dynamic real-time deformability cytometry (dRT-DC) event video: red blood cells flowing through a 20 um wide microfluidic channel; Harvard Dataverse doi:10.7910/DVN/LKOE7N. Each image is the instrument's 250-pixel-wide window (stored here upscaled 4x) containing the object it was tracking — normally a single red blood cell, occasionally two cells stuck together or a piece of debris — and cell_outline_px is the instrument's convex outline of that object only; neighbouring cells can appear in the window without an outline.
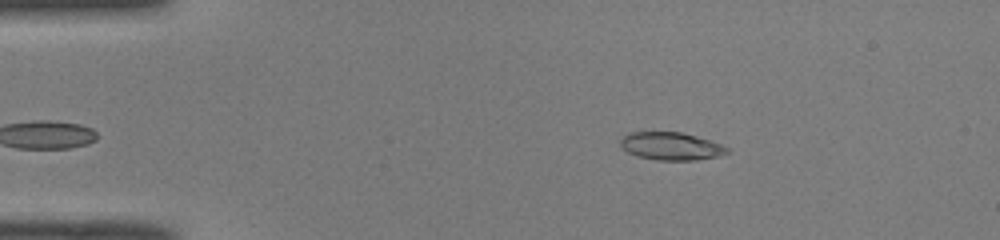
{"species": "common noctule bat (a hibernating species)", "species_latin": "Nyctalus noctula", "temperature_condition": "room temperature", "stored_images_in_passage": 36, "camera_frame_rate_fps": 3000, "um_per_image_px": 0.085, "animal": {"sex": "male", "body_mass_g": 19.0, "forearm_length_mm": 50.8}, "frame": {"image": 1, "passage_image": 2, "time_ms": 0.333, "image_size_px": [1000, 240], "cell_outline_px": [[732, 148], [728, 152], [720, 156], [696, 160], [656, 160], [636, 156], [620, 148], [620, 140], [628, 132], [680, 132], [696, 136]], "centroid_in_image_um": [57.03, 12.43], "position_along_channel_um": 28.0, "area_um2": 17.4}}
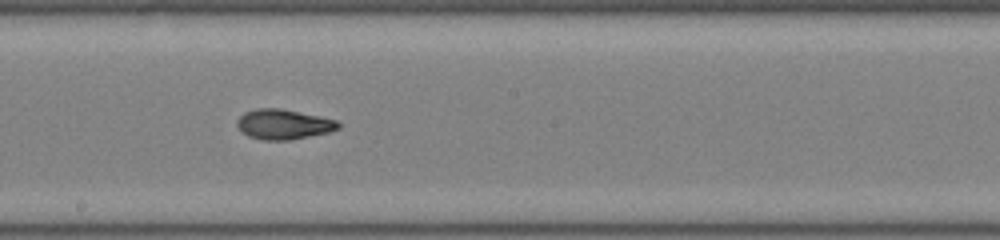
{"frame": {"image": 2, "passage_image": 21, "time_ms": 6.667, "image_size_px": [1000, 240], "cell_outline_px": [[340, 128], [332, 132], [292, 140], [264, 140], [248, 136], [240, 132], [236, 124], [236, 120], [244, 112], [256, 108], [280, 108], [320, 116], [336, 120], [340, 124]], "centroid_in_image_um": [24.09, 10.57], "position_along_channel_um": 224.1, "area_um2": 18.03}}
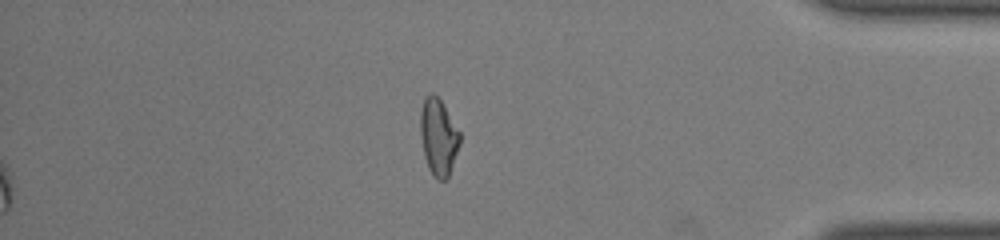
{"frame": {"image": 3, "passage_image": 36, "time_ms": 11.667, "image_size_px": [1000, 240], "cell_outline_px": [[460, 144], [448, 176], [444, 180], [440, 180], [428, 168], [424, 156], [420, 132], [420, 112], [424, 100], [432, 92], [440, 100], [460, 132]], "centroid_in_image_um": [37.26, 11.64], "position_along_channel_um": 397.9, "area_um2": 17.22}, "authors_computed_cell_mechanics": {"area_um2": 17.3978, "velocity_mm_per_s": 4.1058, "shape_relaxation_time_tau1_ms": 6.1419, "shape_relaxation_time_tau2_ms": 3.1229, "deformation_change_tau1": 0.2432, "deformation_change_tau2": 0.0857}}